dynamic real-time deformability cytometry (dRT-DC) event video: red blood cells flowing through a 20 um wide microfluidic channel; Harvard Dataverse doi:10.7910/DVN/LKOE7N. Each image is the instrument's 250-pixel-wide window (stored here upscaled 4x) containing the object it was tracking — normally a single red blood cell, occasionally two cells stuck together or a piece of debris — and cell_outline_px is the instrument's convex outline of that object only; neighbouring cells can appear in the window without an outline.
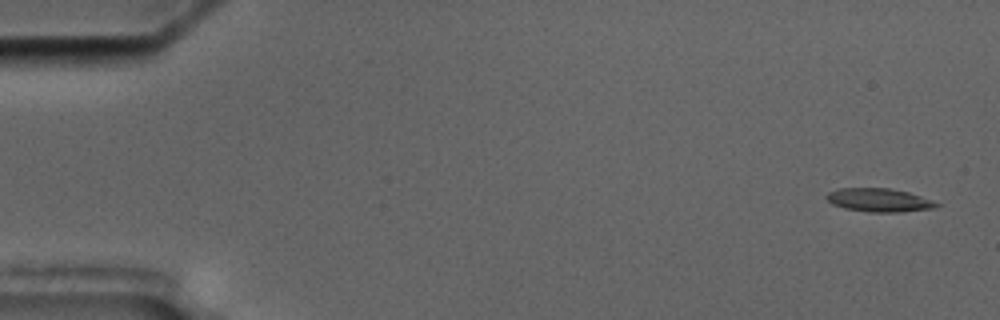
{"species": "common noctule bat (a hibernating species)", "species_latin": "Nyctalus noctula", "temperature_condition": "cold", "stored_images_in_passage": 6, "camera_frame_rate_fps": 3000, "um_per_image_px": 0.085, "animal": {"sex": "male", "body_mass_g": 17.5, "forearm_length_mm": 52.3}, "frame": {"image": 1, "passage_image": 1, "time_ms": 0.0, "image_size_px": [1000, 320], "cell_outline_px": [[940, 204], [936, 208], [900, 212], [872, 212], [844, 208], [832, 204], [824, 196], [828, 192], [840, 188], [888, 188], [908, 192], [920, 196]], "centroid_in_image_um": [74.69, 17.01], "position_along_channel_um": 10.3, "area_um2": 14.91}}
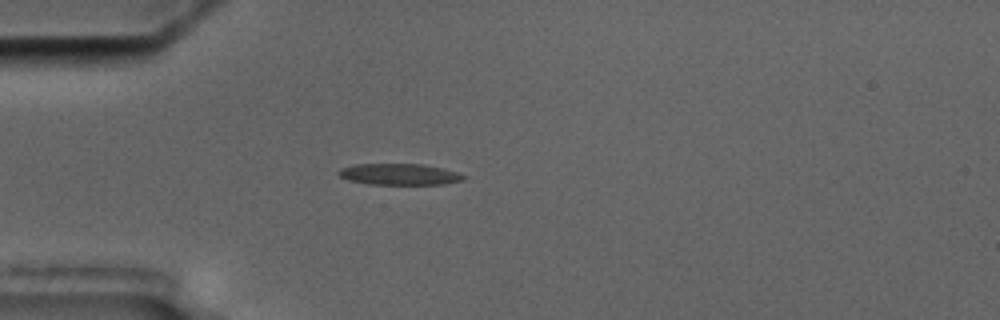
{"frame": {"image": 2, "passage_image": 5, "time_ms": 4.667, "image_size_px": [1000, 320], "cell_outline_px": [[468, 176], [464, 180], [444, 184], [368, 184], [348, 180], [340, 176], [336, 172], [340, 168], [352, 164], [424, 164], [444, 168]], "centroid_in_image_um": [33.95, 14.81], "position_along_channel_um": 51.1, "area_um2": 15.66}}